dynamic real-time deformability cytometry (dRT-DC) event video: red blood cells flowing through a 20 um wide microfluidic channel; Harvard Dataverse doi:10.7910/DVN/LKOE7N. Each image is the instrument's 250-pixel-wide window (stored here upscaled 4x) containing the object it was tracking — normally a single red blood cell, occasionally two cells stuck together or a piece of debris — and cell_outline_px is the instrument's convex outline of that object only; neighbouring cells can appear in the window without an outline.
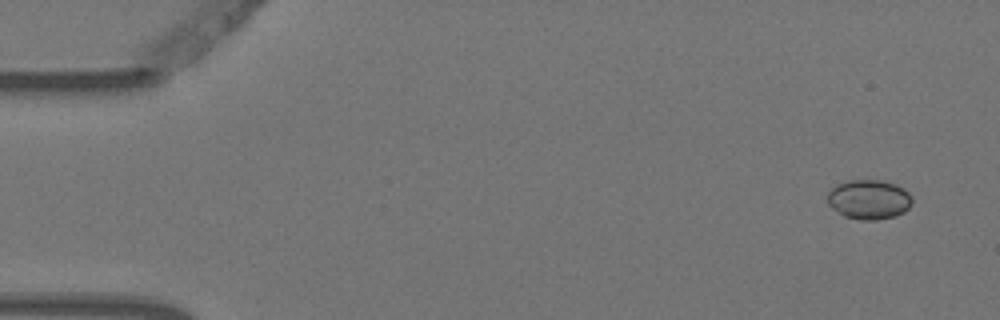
{"species": "Egyptian fruit bat (a non-hibernating species)", "species_latin": "Rousettus aegyptiacus", "temperature_condition": "warm", "stored_images_in_passage": 7, "camera_frame_rate_fps": 3000, "um_per_image_px": 0.085, "animal": {"sex": "female"}, "frame": {"image": 1, "passage_image": 1, "time_ms": 0.0, "image_size_px": [1000, 320], "cell_outline_px": [[912, 204], [904, 212], [896, 216], [876, 220], [860, 220], [844, 216], [832, 208], [828, 204], [828, 192], [836, 184], [848, 180], [884, 180], [896, 184], [904, 188], [912, 196]], "centroid_in_image_um": [73.88, 16.95], "position_along_channel_um": 11.1, "area_um2": 19.77}}
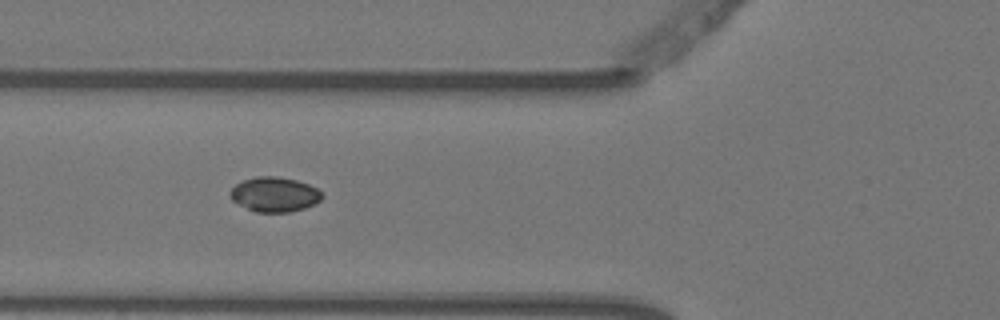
{"frame": {"image": 2, "passage_image": 6, "time_ms": 1.667, "image_size_px": [1000, 320], "cell_outline_px": [[324, 196], [316, 204], [304, 208], [288, 212], [256, 212], [232, 200], [228, 196], [228, 192], [236, 184], [244, 180], [256, 176], [276, 176], [296, 180], [308, 184], [316, 188]], "centroid_in_image_um": [23.33, 16.52], "position_along_channel_um": 102.5, "area_um2": 18.55}}
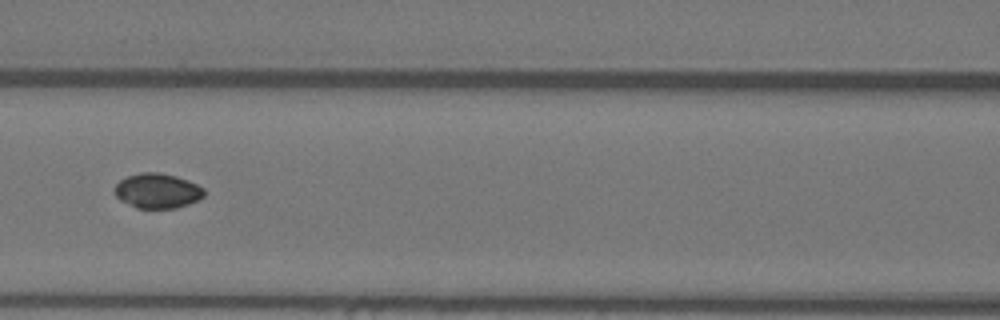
{"frame": {"image": 3, "passage_image": 7, "time_ms": 2.0, "image_size_px": [1000, 320], "cell_outline_px": [[204, 196], [200, 200], [176, 208], [136, 208], [120, 200], [112, 192], [112, 188], [120, 180], [128, 176], [140, 172], [160, 172], [176, 176], [188, 180], [204, 188]], "centroid_in_image_um": [13.36, 16.22], "position_along_channel_um": 153.2, "area_um2": 18.44}}